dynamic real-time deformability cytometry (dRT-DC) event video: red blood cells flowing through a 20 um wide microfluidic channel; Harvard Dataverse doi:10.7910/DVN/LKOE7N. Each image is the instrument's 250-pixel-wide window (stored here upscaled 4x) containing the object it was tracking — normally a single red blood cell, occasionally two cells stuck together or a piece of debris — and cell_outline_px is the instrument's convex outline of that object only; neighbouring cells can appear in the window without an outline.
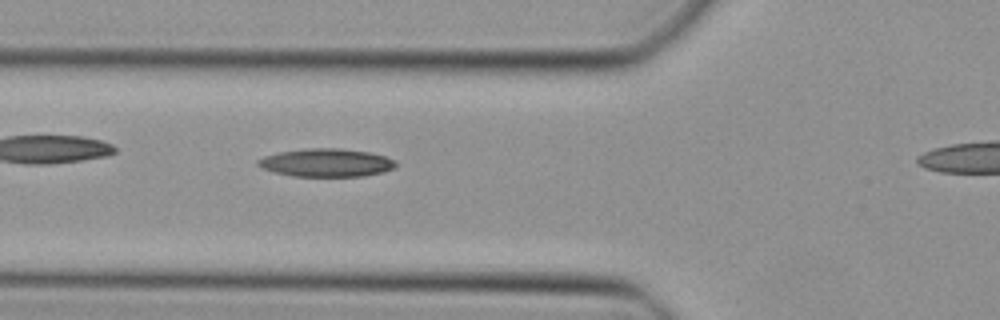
{"species": "Egyptian fruit bat (a non-hibernating species)", "species_latin": "Rousettus aegyptiacus", "temperature_condition": "cold", "stored_images_in_passage": 27, "camera_frame_rate_fps": 3000, "um_per_image_px": 0.085, "animal": {"sex": "female"}, "frame": {"image": 1, "passage_image": 3, "time_ms": 0.667, "image_size_px": [1000, 320], "cell_outline_px": [[396, 168], [384, 172], [364, 176], [292, 176], [272, 172], [260, 168], [256, 164], [256, 160], [264, 156], [280, 152], [308, 148], [340, 148], [368, 152], [384, 156], [396, 160]], "centroid_in_image_um": [27.72, 13.83], "position_along_channel_um": 98.1, "area_um2": 22.77}}
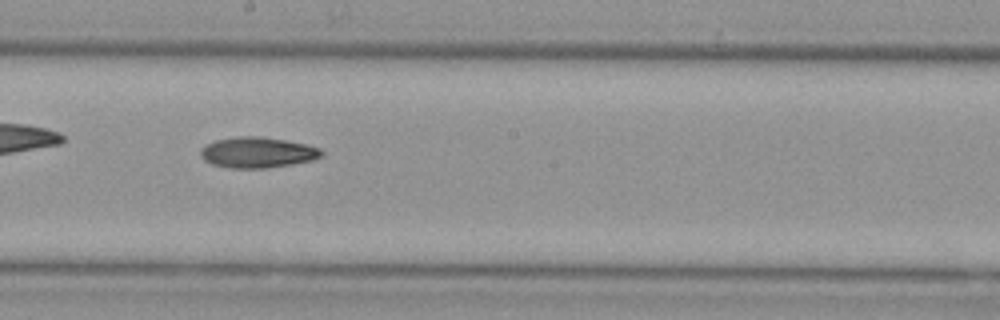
{"frame": {"image": 2, "passage_image": 12, "time_ms": 3.667, "image_size_px": [1000, 320], "cell_outline_px": [[324, 156], [312, 160], [292, 164], [264, 168], [228, 168], [212, 164], [204, 160], [200, 156], [200, 148], [204, 144], [216, 140], [236, 136], [256, 136], [284, 140], [308, 144], [320, 148], [324, 152]], "centroid_in_image_um": [21.87, 12.95], "position_along_channel_um": 226.3, "area_um2": 21.85}}
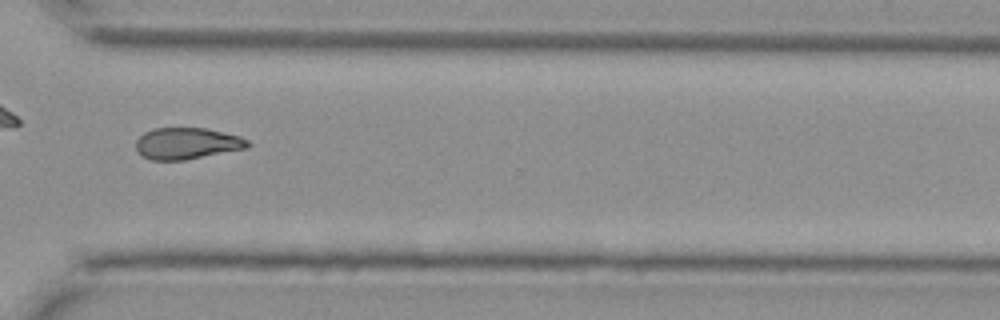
{"frame": {"image": 3, "passage_image": 21, "time_ms": 6.667, "image_size_px": [1000, 320], "cell_outline_px": [[252, 144], [248, 148], [184, 160], [152, 160], [144, 156], [136, 148], [136, 140], [144, 132], [152, 128], [204, 128], [240, 136], [248, 140]], "centroid_in_image_um": [15.91, 12.19], "position_along_channel_um": 354.7, "area_um2": 20.46}}